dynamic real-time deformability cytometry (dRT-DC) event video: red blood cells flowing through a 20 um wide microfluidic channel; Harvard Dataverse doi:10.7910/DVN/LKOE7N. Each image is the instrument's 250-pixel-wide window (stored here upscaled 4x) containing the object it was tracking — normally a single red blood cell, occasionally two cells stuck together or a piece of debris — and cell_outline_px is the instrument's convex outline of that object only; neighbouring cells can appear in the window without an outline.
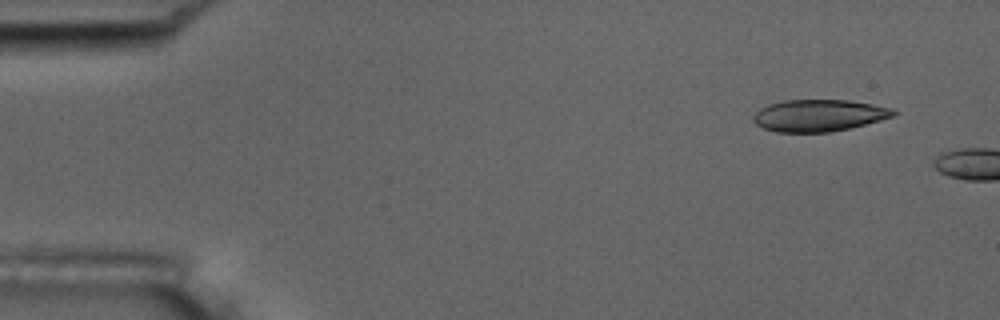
{"species": "common noctule bat (a hibernating species)", "species_latin": "Nyctalus noctula", "temperature_condition": "room temperature", "stored_images_in_passage": 3, "camera_frame_rate_fps": 3000, "um_per_image_px": 0.085, "animal": {"sex": "male", "body_mass_g": 17.5, "forearm_length_mm": 52.3}, "frame": {"image": 1, "passage_image": 2, "time_ms": 0.333, "image_size_px": [1000, 320], "cell_outline_px": [[900, 112], [892, 116], [880, 120], [848, 128], [828, 132], [776, 132], [764, 128], [756, 124], [752, 120], [752, 116], [760, 108], [768, 104], [784, 100], [848, 100], [872, 104], [892, 108]], "centroid_in_image_um": [69.58, 9.8], "position_along_channel_um": 15.4, "area_um2": 25.95}}